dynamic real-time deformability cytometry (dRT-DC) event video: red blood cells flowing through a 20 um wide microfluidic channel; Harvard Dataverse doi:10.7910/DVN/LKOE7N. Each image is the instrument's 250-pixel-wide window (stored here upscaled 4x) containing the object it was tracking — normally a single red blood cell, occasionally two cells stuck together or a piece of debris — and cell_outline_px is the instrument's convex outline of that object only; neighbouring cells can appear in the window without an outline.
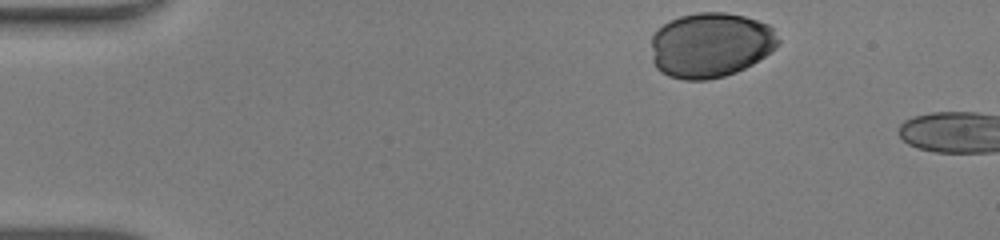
{"species": "human", "species_latin": "Homo sapiens", "temperature_condition": "warm", "stored_images_in_passage": 4, "camera_frame_rate_fps": 3000, "um_per_image_px": 0.085, "donor": {"sex": "male"}, "frame": {"image": 1, "passage_image": 1, "time_ms": 0.0, "image_size_px": [1000, 240], "cell_outline_px": [[780, 40], [776, 48], [752, 64], [736, 72], [724, 76], [708, 80], [684, 80], [668, 76], [660, 72], [656, 68], [652, 60], [652, 36], [668, 20], [680, 16], [696, 12], [724, 12], [744, 16], [768, 24], [772, 28]], "centroid_in_image_um": [60.38, 3.83], "position_along_channel_um": 24.6, "area_um2": 48.26}}